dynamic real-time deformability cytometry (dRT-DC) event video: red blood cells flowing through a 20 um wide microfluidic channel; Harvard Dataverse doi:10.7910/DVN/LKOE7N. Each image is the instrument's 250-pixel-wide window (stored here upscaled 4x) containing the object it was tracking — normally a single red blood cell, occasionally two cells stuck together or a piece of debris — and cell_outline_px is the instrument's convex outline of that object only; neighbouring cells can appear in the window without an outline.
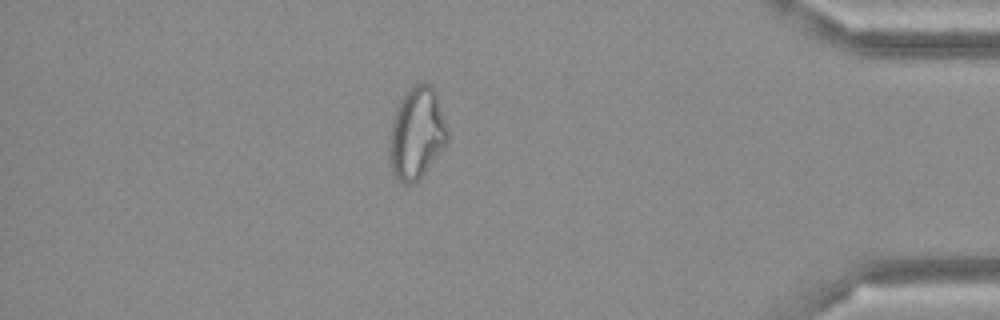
{"species": "Egyptian fruit bat (a non-hibernating species)", "species_latin": "Rousettus aegyptiacus", "temperature_condition": "cold", "stored_images_in_passage": 42, "camera_frame_rate_fps": 3000, "um_per_image_px": 0.085, "frame": {"image": 1, "passage_image": 36, "time_ms": 11.667, "image_size_px": [1000, 320], "cell_outline_px": [[448, 144], [424, 172], [412, 184], [404, 184], [392, 172], [388, 156], [388, 148], [392, 120], [400, 100], [416, 84], [432, 84], [436, 92], [448, 132]], "centroid_in_image_um": [35.42, 11.35], "position_along_channel_um": 399.8, "area_um2": 30.81}}